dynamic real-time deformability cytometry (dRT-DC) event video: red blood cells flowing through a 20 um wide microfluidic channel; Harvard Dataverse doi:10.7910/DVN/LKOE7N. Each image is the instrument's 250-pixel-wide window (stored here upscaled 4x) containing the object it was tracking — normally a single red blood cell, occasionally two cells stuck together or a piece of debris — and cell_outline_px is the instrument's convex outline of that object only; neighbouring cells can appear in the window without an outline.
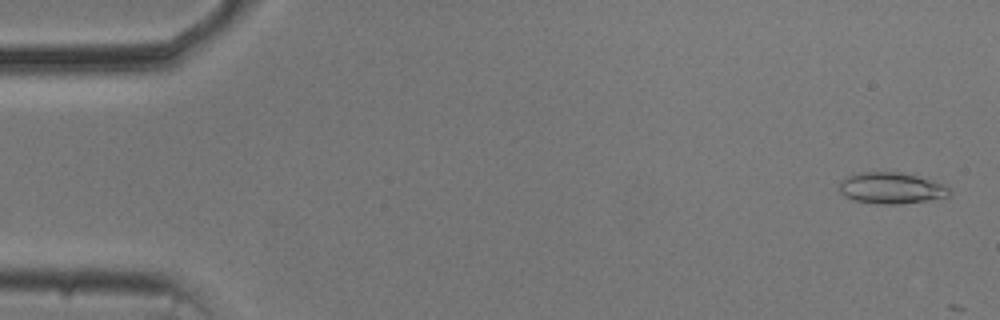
{"species": "common noctule bat (a hibernating species)", "species_latin": "Nyctalus noctula", "temperature_condition": "cold", "stored_images_in_passage": 4, "camera_frame_rate_fps": 3000, "um_per_image_px": 0.085, "animal": {"sex": "male", "body_mass_g": 20.5, "forearm_length_mm": 52.5}, "frame": {"image": 1, "passage_image": 2, "time_ms": 0.333, "image_size_px": [1000, 320], "cell_outline_px": [[952, 192], [948, 196], [900, 204], [884, 204], [852, 200], [844, 196], [840, 192], [840, 180], [844, 176], [860, 172], [896, 172], [916, 176], [932, 180], [944, 184]], "centroid_in_image_um": [75.71, 15.98], "position_along_channel_um": 9.3, "area_um2": 19.94}}